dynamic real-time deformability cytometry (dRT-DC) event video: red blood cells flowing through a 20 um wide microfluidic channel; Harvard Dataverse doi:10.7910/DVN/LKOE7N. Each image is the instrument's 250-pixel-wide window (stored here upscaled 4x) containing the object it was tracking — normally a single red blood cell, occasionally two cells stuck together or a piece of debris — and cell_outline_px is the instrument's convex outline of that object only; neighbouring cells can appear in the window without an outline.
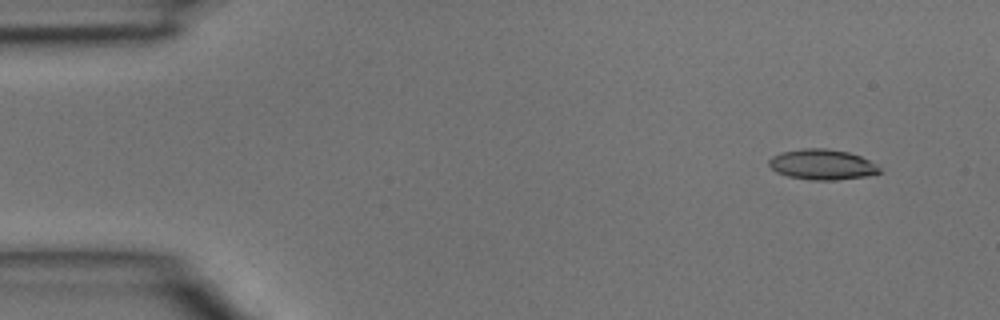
{"species": "common noctule bat (a hibernating species)", "species_latin": "Nyctalus noctula", "temperature_condition": "room temperature", "stored_images_in_passage": 4, "camera_frame_rate_fps": 3000, "um_per_image_px": 0.085, "animal": {"sex": "male", "body_mass_g": 15.6}, "frame": {"image": 1, "passage_image": 1, "time_ms": 0.0, "image_size_px": [1000, 320], "cell_outline_px": [[880, 172], [868, 176], [836, 180], [812, 180], [788, 176], [776, 172], [768, 164], [768, 160], [772, 156], [780, 152], [804, 148], [824, 148], [848, 152], [860, 156], [876, 164], [880, 168]], "centroid_in_image_um": [69.86, 13.98], "position_along_channel_um": 15.1, "area_um2": 19.59}}
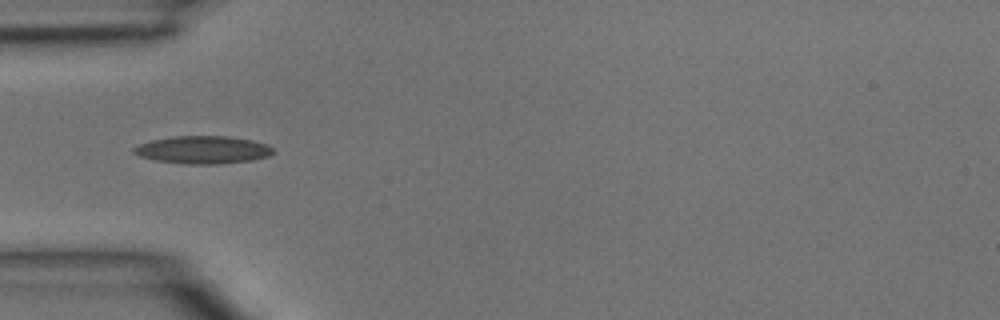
{"frame": {"image": 2, "passage_image": 4, "time_ms": 1.0, "image_size_px": [1000, 320], "cell_outline_px": [[276, 152], [268, 156], [252, 160], [220, 164], [184, 164], [156, 160], [140, 156], [132, 152], [132, 148], [140, 144], [152, 140], [172, 136], [228, 136], [252, 140], [268, 144]], "centroid_in_image_um": [17.27, 12.73], "position_along_channel_um": 67.7, "area_um2": 22.6}}